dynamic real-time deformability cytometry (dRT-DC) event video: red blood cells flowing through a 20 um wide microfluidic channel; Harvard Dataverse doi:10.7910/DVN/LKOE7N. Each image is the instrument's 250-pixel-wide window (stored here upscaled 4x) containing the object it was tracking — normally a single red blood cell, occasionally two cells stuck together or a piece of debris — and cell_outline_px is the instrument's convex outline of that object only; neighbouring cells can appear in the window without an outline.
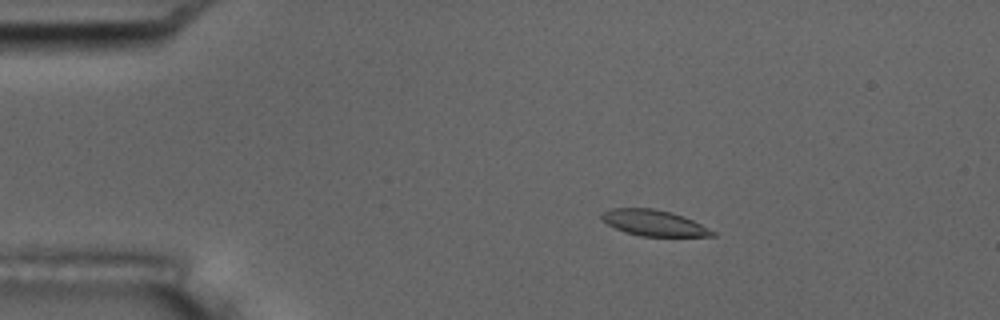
{"species": "common noctule bat (a hibernating species)", "species_latin": "Nyctalus noctula", "temperature_condition": "room temperature", "stored_images_in_passage": 6, "camera_frame_rate_fps": 3000, "um_per_image_px": 0.085, "animal": {"sex": "male", "body_mass_g": 17.5, "forearm_length_mm": 52.3}, "frame": {"image": 1, "passage_image": 4, "time_ms": 3.333, "image_size_px": [1000, 320], "cell_outline_px": [[716, 236], [640, 236], [624, 232], [600, 220], [600, 212], [612, 208], [652, 208], [672, 212], [692, 220], [716, 232]], "centroid_in_image_um": [55.53, 18.94], "position_along_channel_um": 29.5, "area_um2": 16.76}}